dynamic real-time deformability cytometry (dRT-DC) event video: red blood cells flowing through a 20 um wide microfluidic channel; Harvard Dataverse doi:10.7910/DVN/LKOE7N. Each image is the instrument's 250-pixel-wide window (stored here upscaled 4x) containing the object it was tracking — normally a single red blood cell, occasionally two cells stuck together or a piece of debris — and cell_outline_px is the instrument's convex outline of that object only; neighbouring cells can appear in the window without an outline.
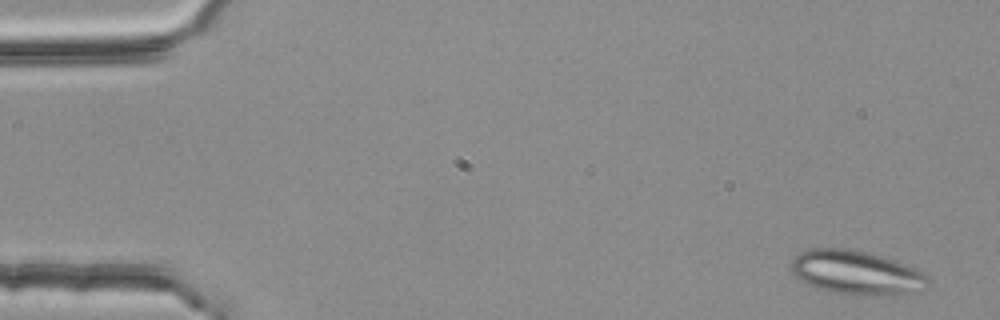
{"species": "common noctule bat (a hibernating species)", "species_latin": "Nyctalus noctula", "temperature_condition": "room temperature", "stored_images_in_passage": 15, "camera_frame_rate_fps": 3000, "um_per_image_px": 0.085, "animal": {"sex": "female", "body_mass_g": 25.1}, "frame": {"image": 1, "passage_image": 3, "time_ms": 0.667, "image_size_px": [1000, 320], "cell_outline_px": [[928, 284], [924, 288], [916, 292], [896, 296], [872, 296], [832, 292], [816, 288], [804, 284], [792, 272], [792, 260], [800, 252], [808, 248], [852, 248], [880, 256], [916, 268], [928, 280]], "centroid_in_image_um": [72.76, 23.19], "position_along_channel_um": 12.2, "area_um2": 35.26}}